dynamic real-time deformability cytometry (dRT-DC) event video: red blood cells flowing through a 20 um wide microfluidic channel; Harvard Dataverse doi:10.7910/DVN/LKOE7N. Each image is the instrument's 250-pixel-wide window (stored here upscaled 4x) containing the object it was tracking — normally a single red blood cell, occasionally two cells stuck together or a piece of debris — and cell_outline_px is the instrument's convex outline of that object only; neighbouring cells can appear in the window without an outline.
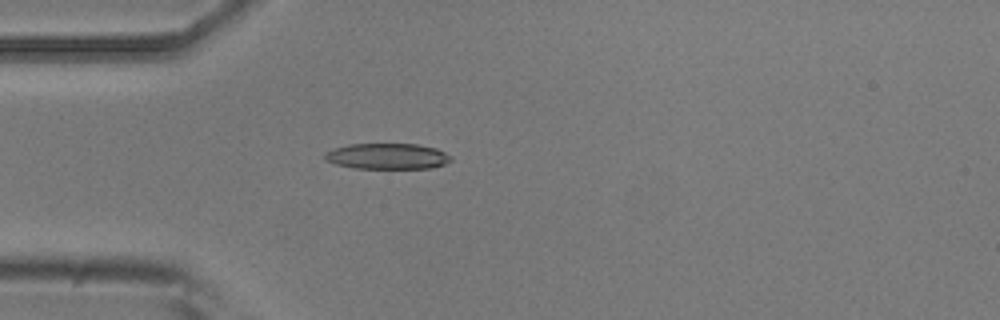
{"species": "common noctule bat (a hibernating species)", "species_latin": "Nyctalus noctula", "temperature_condition": "room temperature", "stored_images_in_passage": 3, "camera_frame_rate_fps": 3000, "um_per_image_px": 0.085, "animal": {"sex": "male", "body_mass_g": 20.5, "forearm_length_mm": 52.5}, "frame": {"image": 1, "passage_image": 3, "time_ms": 3.333, "image_size_px": [1000, 320], "cell_outline_px": [[452, 160], [444, 164], [432, 168], [356, 168], [336, 164], [324, 160], [324, 152], [332, 148], [348, 144], [416, 144], [436, 148], [452, 156]], "centroid_in_image_um": [32.9, 13.27], "position_along_channel_um": 52.1, "area_um2": 19.07}}